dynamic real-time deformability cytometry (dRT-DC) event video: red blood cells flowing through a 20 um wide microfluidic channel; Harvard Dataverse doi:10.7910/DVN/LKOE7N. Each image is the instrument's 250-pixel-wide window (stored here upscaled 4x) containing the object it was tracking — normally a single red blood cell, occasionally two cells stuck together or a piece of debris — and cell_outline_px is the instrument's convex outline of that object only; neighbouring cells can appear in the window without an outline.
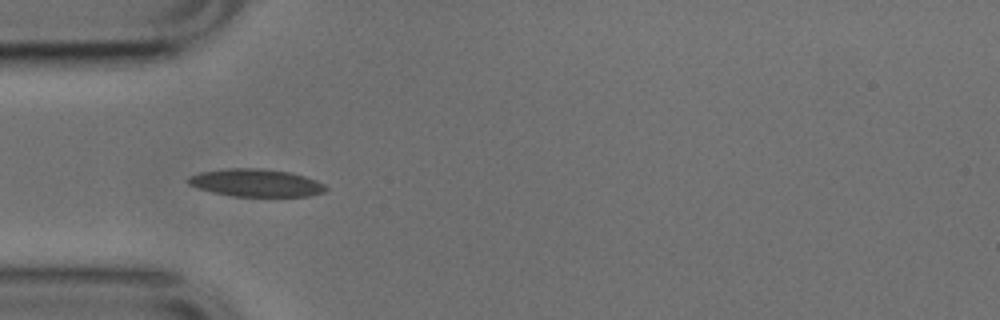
{"species": "common noctule bat (a hibernating species)", "species_latin": "Nyctalus noctula", "temperature_condition": "cold", "stored_images_in_passage": 43, "camera_frame_rate_fps": 3000, "um_per_image_px": 0.085, "animal": {"sex": "male", "body_mass_g": 17.9, "forearm_length_mm": 54.2}, "frame": {"image": 1, "passage_image": 7, "time_ms": 2.0, "image_size_px": [1000, 320], "cell_outline_px": [[328, 188], [324, 192], [308, 196], [232, 196], [212, 192], [188, 184], [184, 180], [188, 176], [200, 172], [228, 168], [264, 168], [292, 172], [316, 180], [324, 184]], "centroid_in_image_um": [21.75, 15.53], "position_along_channel_um": 63.3, "area_um2": 22.31}}
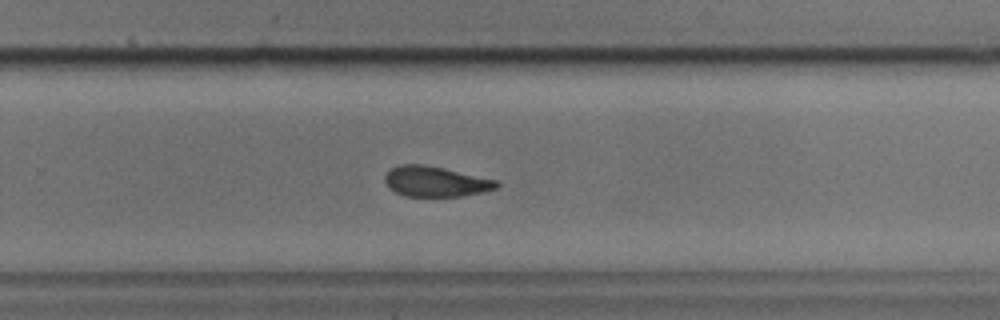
{"frame": {"image": 2, "passage_image": 25, "time_ms": 8.0, "image_size_px": [1000, 320], "cell_outline_px": [[500, 184], [496, 188], [480, 192], [460, 196], [404, 196], [388, 188], [384, 180], [384, 176], [392, 168], [400, 164], [420, 164], [444, 168], [500, 180]], "centroid_in_image_um": [37.02, 15.42], "position_along_channel_um": 292.8, "area_um2": 19.77}, "authors_computed_cell_mechanics": {"area_um2": 20.7502, "velocity_mm_per_s": 3.8338, "shape_relaxation_time_tau1_ms": 5.6637, "shape_relaxation_time_tau2_ms": 2.3645, "deformation_change_tau1": 0.1388, "deformation_change_tau2": 0.0957}}